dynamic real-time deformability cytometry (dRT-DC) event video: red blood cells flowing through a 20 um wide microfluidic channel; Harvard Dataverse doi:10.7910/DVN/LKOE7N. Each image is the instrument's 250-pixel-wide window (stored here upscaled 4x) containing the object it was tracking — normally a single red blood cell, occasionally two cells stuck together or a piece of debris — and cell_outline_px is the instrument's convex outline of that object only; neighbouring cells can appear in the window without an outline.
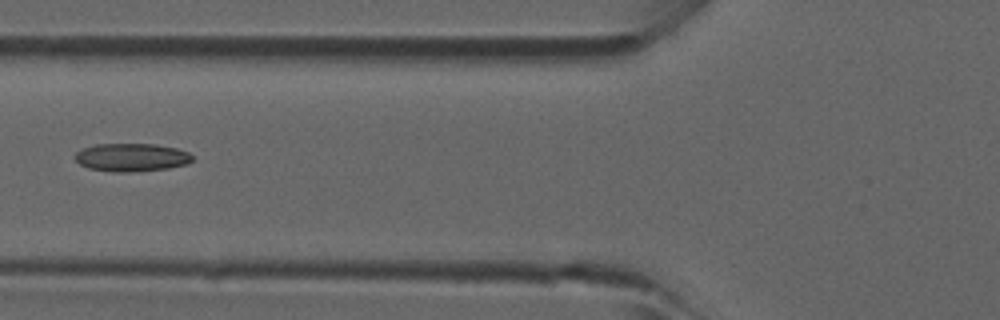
{"species": "common noctule bat (a hibernating species)", "species_latin": "Nyctalus noctula", "temperature_condition": "room temperature", "stored_images_in_passage": 3, "camera_frame_rate_fps": 3000, "um_per_image_px": 0.085, "animal": {"sex": "male", "forearm_length_mm": 52.5}, "frame": {"image": 1, "passage_image": 3, "time_ms": 0.667, "image_size_px": [1000, 320], "cell_outline_px": [[192, 160], [184, 164], [168, 168], [128, 172], [116, 172], [88, 168], [80, 164], [72, 156], [80, 148], [96, 144], [156, 144], [176, 148], [188, 152], [192, 156]], "centroid_in_image_um": [11.11, 13.36], "position_along_channel_um": 114.7, "area_um2": 19.19}}